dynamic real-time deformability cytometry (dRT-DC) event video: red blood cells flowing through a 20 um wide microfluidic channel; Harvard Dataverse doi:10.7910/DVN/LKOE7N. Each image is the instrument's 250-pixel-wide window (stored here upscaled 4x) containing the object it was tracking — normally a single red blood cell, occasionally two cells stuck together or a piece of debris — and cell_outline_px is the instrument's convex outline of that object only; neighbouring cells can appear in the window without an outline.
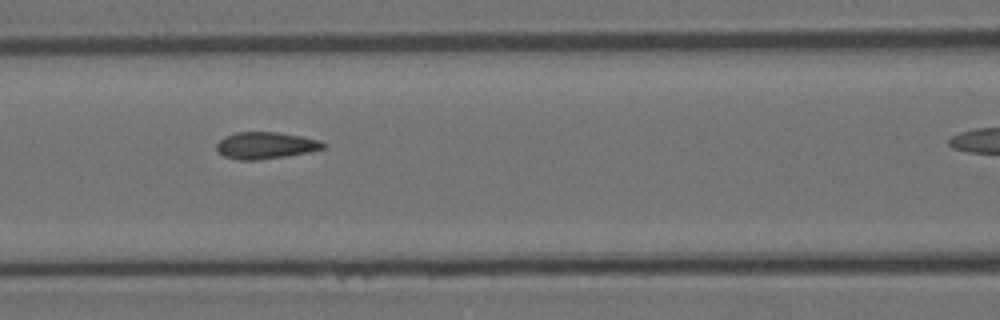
{"species": "Egyptian fruit bat (a non-hibernating species)", "species_latin": "Rousettus aegyptiacus", "temperature_condition": "room temperature", "stored_images_in_passage": 14, "camera_frame_rate_fps": 3000, "um_per_image_px": 0.085, "animal": {"sex": "female"}, "frame": {"image": 1, "passage_image": 5, "time_ms": 1.333, "image_size_px": [1000, 320], "cell_outline_px": [[328, 144], [324, 148], [308, 152], [288, 156], [256, 160], [240, 160], [224, 156], [216, 148], [216, 144], [224, 136], [236, 132], [276, 132], [300, 136], [320, 140]], "centroid_in_image_um": [22.59, 12.36], "position_along_channel_um": 144.0, "area_um2": 16.65}}
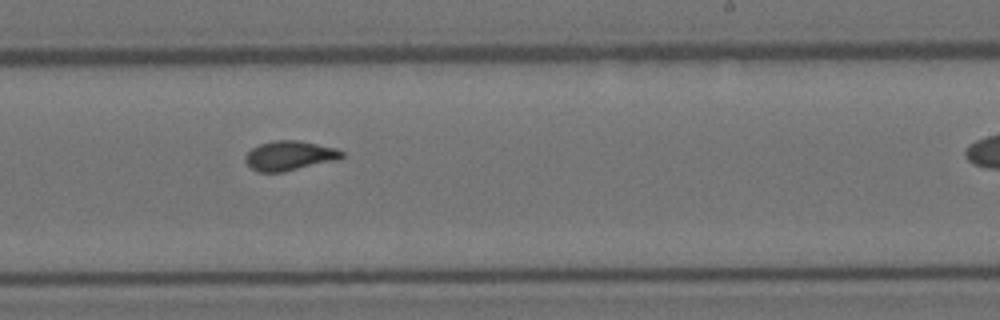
{"frame": {"image": 2, "passage_image": 8, "time_ms": 2.333, "image_size_px": [1000, 320], "cell_outline_px": [[344, 156], [336, 160], [284, 172], [256, 172], [244, 160], [244, 156], [252, 148], [260, 144], [276, 140], [300, 140], [336, 148], [344, 152]], "centroid_in_image_um": [24.61, 13.23], "position_along_channel_um": 264.4, "area_um2": 16.65}}
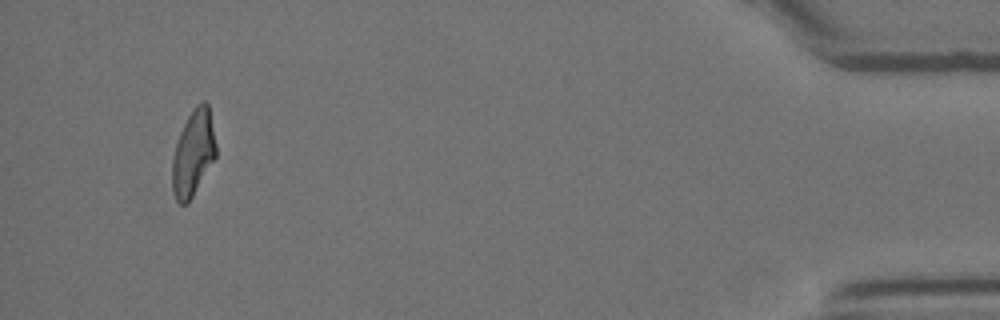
{"frame": {"image": 3, "passage_image": 14, "time_ms": 4.333, "image_size_px": [1000, 320], "cell_outline_px": [[216, 156], [188, 204], [180, 204], [176, 200], [172, 188], [172, 160], [176, 144], [180, 132], [188, 116], [196, 104], [204, 100], [208, 104], [216, 144]], "centroid_in_image_um": [16.42, 13.02], "position_along_channel_um": 418.8, "area_um2": 21.73}}